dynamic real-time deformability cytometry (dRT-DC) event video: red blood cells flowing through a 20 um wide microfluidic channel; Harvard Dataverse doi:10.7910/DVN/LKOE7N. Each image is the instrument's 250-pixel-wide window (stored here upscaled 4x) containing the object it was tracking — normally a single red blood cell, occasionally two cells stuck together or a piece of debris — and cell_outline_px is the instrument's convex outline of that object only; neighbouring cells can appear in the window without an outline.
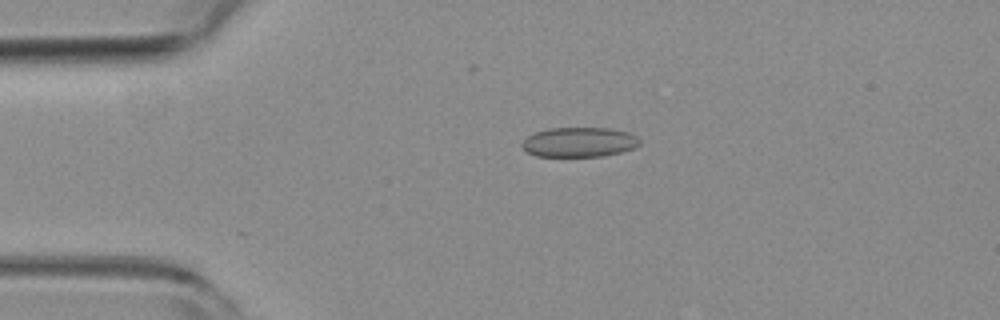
{"species": "common noctule bat (a hibernating species)", "species_latin": "Nyctalus noctula", "temperature_condition": "room temperature", "stored_images_in_passage": 25, "camera_frame_rate_fps": 3000, "um_per_image_px": 0.085, "animal": {"sex": "female", "body_mass_g": 19.3, "forearm_length_mm": 54.1}, "frame": {"image": 1, "passage_image": 2, "time_ms": 0.333, "image_size_px": [1000, 320], "cell_outline_px": [[640, 144], [636, 148], [604, 156], [536, 156], [528, 152], [520, 144], [528, 136], [536, 132], [548, 128], [608, 128], [628, 132], [636, 136], [640, 140]], "centroid_in_image_um": [49.25, 12.08], "position_along_channel_um": 35.7, "area_um2": 20.35}}
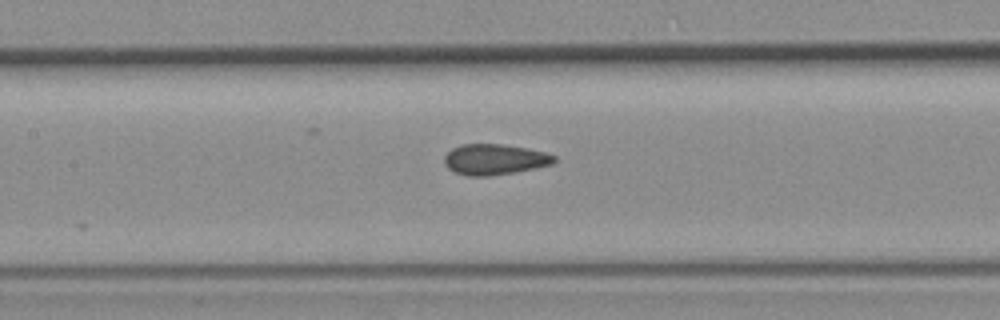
{"frame": {"image": 2, "passage_image": 15, "time_ms": 4.667, "image_size_px": [1000, 320], "cell_outline_px": [[556, 160], [552, 164], [536, 168], [516, 172], [488, 176], [468, 176], [456, 172], [448, 168], [444, 164], [444, 156], [452, 148], [460, 144], [504, 144], [528, 148], [544, 152], [556, 156]], "centroid_in_image_um": [42.04, 13.54], "position_along_channel_um": 165.4, "area_um2": 19.77}}
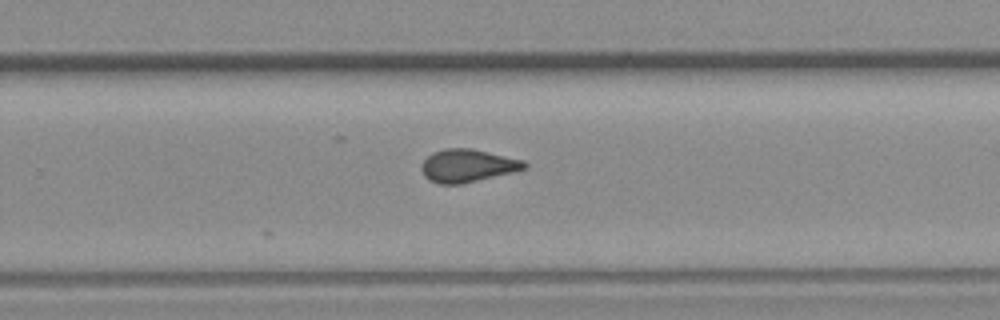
{"frame": {"image": 3, "passage_image": 25, "time_ms": 8.0, "image_size_px": [1000, 320], "cell_outline_px": [[528, 168], [516, 172], [460, 184], [440, 184], [428, 180], [424, 176], [420, 168], [424, 160], [432, 152], [444, 148], [472, 148], [524, 160], [528, 164]], "centroid_in_image_um": [39.76, 14.08], "position_along_channel_um": 290.0, "area_um2": 20.0}}